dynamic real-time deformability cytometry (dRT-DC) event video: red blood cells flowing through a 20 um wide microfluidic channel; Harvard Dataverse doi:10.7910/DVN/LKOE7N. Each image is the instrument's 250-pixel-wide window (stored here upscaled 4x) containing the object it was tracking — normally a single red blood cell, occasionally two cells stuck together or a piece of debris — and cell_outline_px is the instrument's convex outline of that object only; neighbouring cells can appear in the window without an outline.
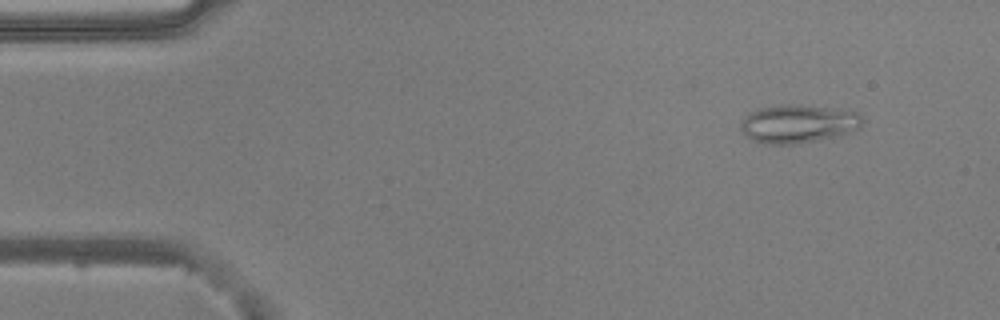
{"species": "common noctule bat (a hibernating species)", "species_latin": "Nyctalus noctula", "temperature_condition": "warm", "stored_images_in_passage": 15, "camera_frame_rate_fps": 3000, "um_per_image_px": 0.085, "animal": {"sex": "male", "body_mass_g": 20.5, "forearm_length_mm": 52.5}, "frame": {"image": 1, "passage_image": 5, "time_ms": 1.333, "image_size_px": [1000, 320], "cell_outline_px": [[864, 120], [860, 128], [852, 132], [840, 136], [796, 144], [764, 144], [752, 140], [740, 128], [740, 124], [744, 116], [748, 112], [760, 108], [780, 104], [788, 104], [832, 108], [856, 112]], "centroid_in_image_um": [67.84, 10.53], "position_along_channel_um": 17.2, "area_um2": 27.34}}